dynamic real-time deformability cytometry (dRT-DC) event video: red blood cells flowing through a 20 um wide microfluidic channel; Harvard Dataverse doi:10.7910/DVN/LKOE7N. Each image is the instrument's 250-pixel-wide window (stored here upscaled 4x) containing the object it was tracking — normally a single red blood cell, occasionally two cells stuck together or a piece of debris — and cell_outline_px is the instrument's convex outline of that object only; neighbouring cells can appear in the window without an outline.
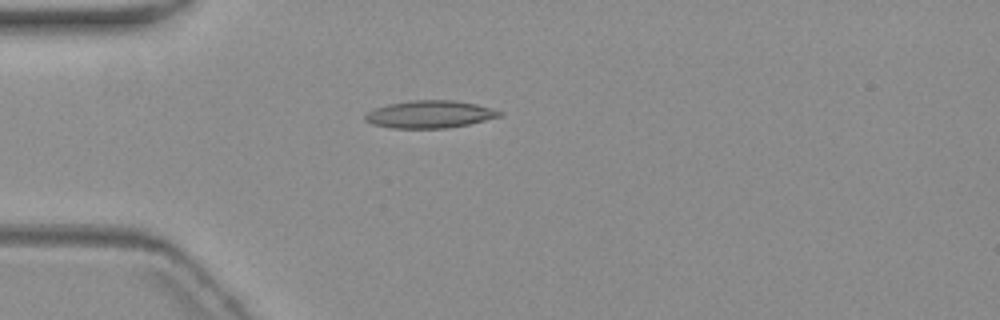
{"species": "common noctule bat (a hibernating species)", "species_latin": "Nyctalus noctula", "temperature_condition": "warm", "stored_images_in_passage": 3, "camera_frame_rate_fps": 3000, "um_per_image_px": 0.085, "animal": {"sex": "female", "body_mass_g": 19.3, "forearm_length_mm": 54.1}, "frame": {"image": 1, "passage_image": 3, "time_ms": 2.667, "image_size_px": [1000, 320], "cell_outline_px": [[504, 112], [500, 116], [468, 124], [444, 128], [392, 128], [372, 124], [364, 120], [364, 116], [368, 112], [376, 108], [388, 104], [412, 100], [452, 100], [476, 104], [492, 108]], "centroid_in_image_um": [36.52, 9.71], "position_along_channel_um": 48.5, "area_um2": 21.33}}